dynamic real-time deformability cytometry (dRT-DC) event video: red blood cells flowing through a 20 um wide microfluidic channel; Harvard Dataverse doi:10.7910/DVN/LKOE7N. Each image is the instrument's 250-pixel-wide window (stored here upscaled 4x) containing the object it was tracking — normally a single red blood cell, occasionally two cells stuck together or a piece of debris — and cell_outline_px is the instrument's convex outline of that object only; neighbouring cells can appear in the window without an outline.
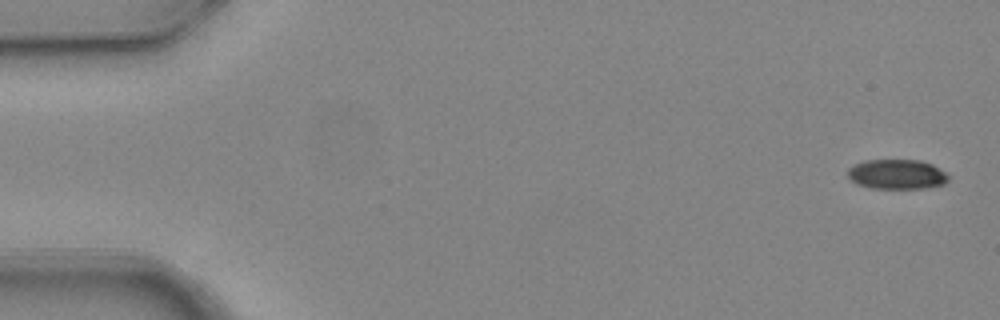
{"species": "common noctule bat (a hibernating species)", "species_latin": "Nyctalus noctula", "temperature_condition": "warm", "stored_images_in_passage": 5, "segment_of_instrument_passage": [1, 2], "camera_frame_rate_fps": 3000, "um_per_image_px": 0.085, "animal": {"sex": "female", "body_mass_g": 24.6, "forearm_length_mm": 56.2}, "frame": {"image": 1, "passage_image": 1, "time_ms": 0.0, "image_size_px": [1000, 320], "cell_outline_px": [[948, 180], [944, 184], [924, 188], [868, 188], [856, 184], [848, 176], [848, 168], [864, 160], [920, 160], [932, 164], [944, 172], [948, 176]], "centroid_in_image_um": [76.21, 14.81], "position_along_channel_um": 8.8, "area_um2": 17.4}}
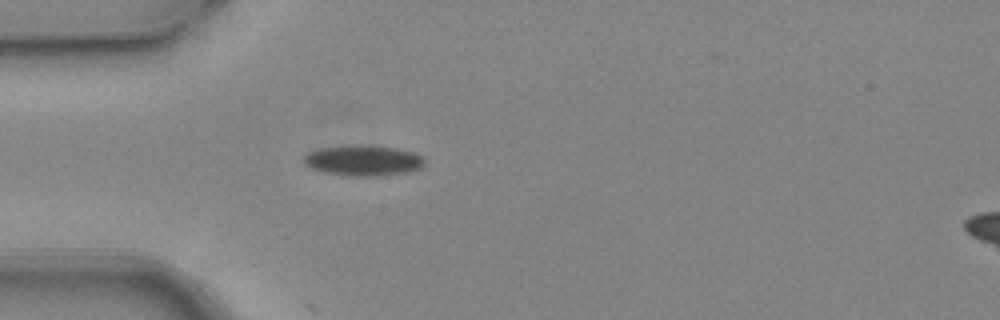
{"frame": {"image": 2, "passage_image": 4, "time_ms": 1.0, "image_size_px": [1000, 320], "cell_outline_px": [[424, 164], [420, 168], [408, 172], [376, 176], [356, 176], [324, 172], [312, 168], [304, 164], [304, 156], [308, 152], [320, 148], [396, 148], [412, 152], [420, 156], [424, 160]], "centroid_in_image_um": [30.88, 13.7], "position_along_channel_um": 54.1, "area_um2": 20.23}}